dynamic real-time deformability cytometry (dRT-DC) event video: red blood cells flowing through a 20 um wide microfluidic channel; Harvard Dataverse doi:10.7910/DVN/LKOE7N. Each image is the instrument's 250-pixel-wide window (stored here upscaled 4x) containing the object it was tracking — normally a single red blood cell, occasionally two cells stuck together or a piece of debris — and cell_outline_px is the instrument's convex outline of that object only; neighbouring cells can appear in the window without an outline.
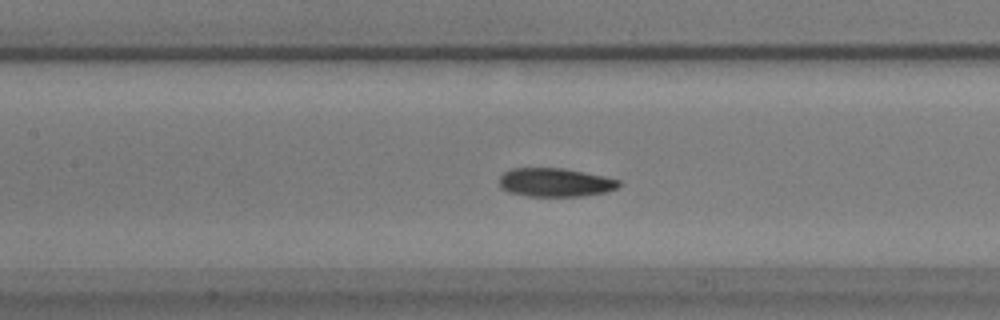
{"species": "common noctule bat (a hibernating species)", "species_latin": "Nyctalus noctula", "temperature_condition": "warm", "stored_images_in_passage": 58, "camera_frame_rate_fps": 3000, "um_per_image_px": 0.085, "animal": {"sex": "male", "body_mass_g": 17.9}, "frame": {"image": 1, "passage_image": 26, "time_ms": 8.333, "image_size_px": [1000, 320], "cell_outline_px": [[620, 184], [616, 188], [604, 192], [580, 196], [528, 196], [508, 192], [500, 188], [500, 176], [504, 172], [512, 168], [564, 168], [604, 176], [620, 180]], "centroid_in_image_um": [47.16, 15.5], "position_along_channel_um": 160.2, "area_um2": 19.88}}
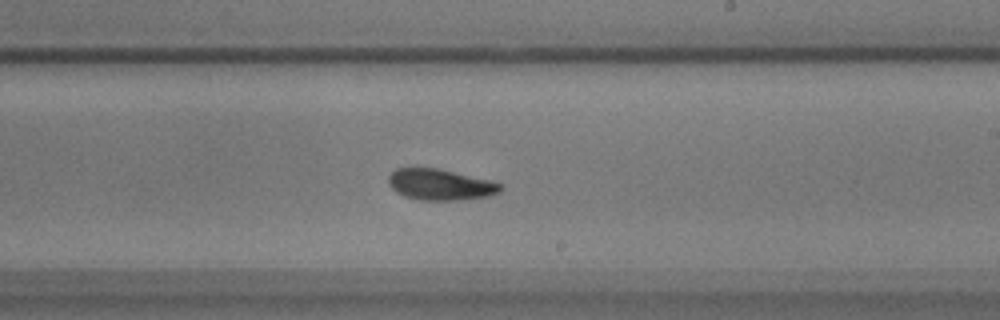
{"frame": {"image": 2, "passage_image": 34, "time_ms": 11.0, "image_size_px": [1000, 320], "cell_outline_px": [[504, 188], [500, 192], [488, 196], [460, 200], [420, 200], [404, 196], [396, 192], [388, 184], [388, 176], [396, 168], [436, 168], [492, 180], [500, 184]], "centroid_in_image_um": [37.43, 15.69], "position_along_channel_um": 251.6, "area_um2": 20.35}}
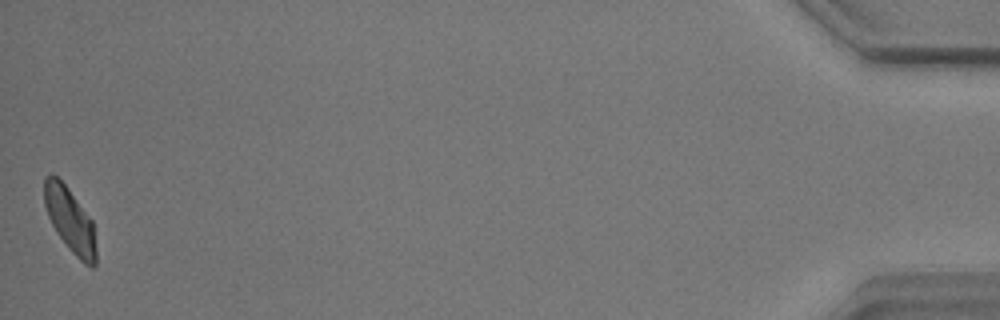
{"frame": {"image": 3, "passage_image": 58, "time_ms": 19.0, "image_size_px": [1000, 320], "cell_outline_px": [[96, 264], [92, 268], [84, 264], [68, 248], [56, 232], [48, 216], [44, 204], [44, 176], [52, 172], [68, 188], [92, 220], [96, 248]], "centroid_in_image_um": [5.94, 18.7], "position_along_channel_um": 429.3, "area_um2": 19.48}, "authors_computed_cell_mechanics": {"area_um2": 19.8832, "velocity_mm_per_s": 3.4408, "shape_relaxation_time_tau1_ms": 5.4763, "shape_relaxation_time_tau2_ms": 4.484, "deformation_change_tau1": 0.1323, "deformation_change_tau2": 0.085}}